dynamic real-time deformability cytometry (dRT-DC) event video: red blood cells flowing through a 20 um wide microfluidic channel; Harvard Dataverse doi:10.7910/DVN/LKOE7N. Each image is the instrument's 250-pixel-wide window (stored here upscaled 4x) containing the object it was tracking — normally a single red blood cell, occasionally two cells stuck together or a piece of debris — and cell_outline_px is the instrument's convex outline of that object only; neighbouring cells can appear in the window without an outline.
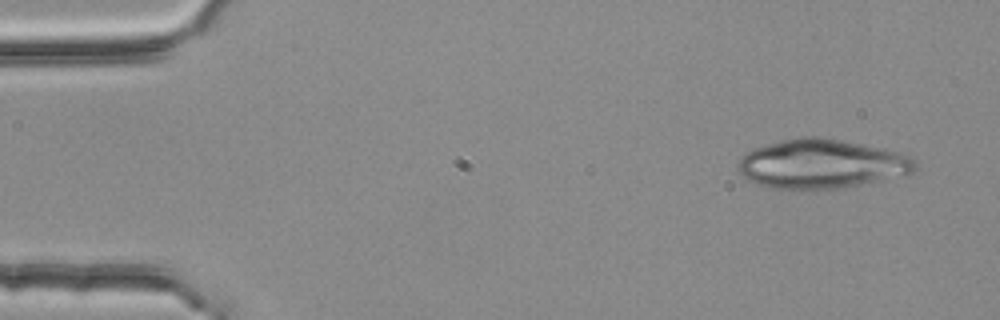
{"species": "common noctule bat (a hibernating species)", "species_latin": "Nyctalus noctula", "temperature_condition": "room temperature", "stored_images_in_passage": 4, "camera_frame_rate_fps": 3000, "um_per_image_px": 0.085, "animal": {"sex": "female", "body_mass_g": 25.1}, "frame": {"image": 1, "passage_image": 1, "time_ms": 0.0, "image_size_px": [1000, 320], "cell_outline_px": [[916, 168], [912, 172], [880, 180], [840, 188], [772, 188], [756, 184], [748, 180], [736, 168], [736, 164], [752, 148], [780, 140], [800, 136], [820, 136], [884, 148], [900, 152], [912, 156], [916, 160]], "centroid_in_image_um": [69.82, 13.9], "position_along_channel_um": 15.2, "area_um2": 50.58}}